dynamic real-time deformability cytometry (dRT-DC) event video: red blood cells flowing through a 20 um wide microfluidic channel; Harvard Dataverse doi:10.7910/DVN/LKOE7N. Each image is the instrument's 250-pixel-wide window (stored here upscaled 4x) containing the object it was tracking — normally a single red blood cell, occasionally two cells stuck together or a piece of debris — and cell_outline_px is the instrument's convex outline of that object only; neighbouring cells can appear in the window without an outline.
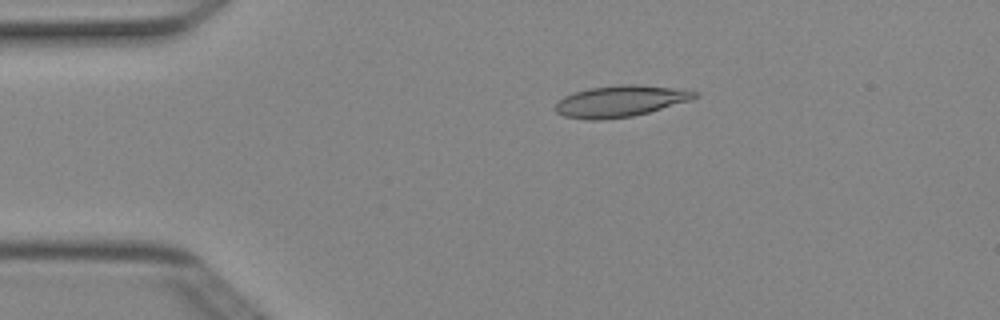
{"species": "Egyptian fruit bat (a non-hibernating species)", "species_latin": "Rousettus aegyptiacus", "temperature_condition": "cold", "stored_images_in_passage": 4, "camera_frame_rate_fps": 3000, "um_per_image_px": 0.085, "animal": {"sex": "female"}, "frame": {"image": 1, "passage_image": 3, "time_ms": 0.667, "image_size_px": [1000, 320], "cell_outline_px": [[700, 96], [692, 100], [648, 112], [632, 116], [596, 120], [588, 120], [564, 116], [556, 112], [556, 104], [564, 96], [588, 88], [620, 84], [636, 84], [684, 88], [700, 92]], "centroid_in_image_um": [52.82, 8.58], "position_along_channel_um": 32.2, "area_um2": 25.66}}